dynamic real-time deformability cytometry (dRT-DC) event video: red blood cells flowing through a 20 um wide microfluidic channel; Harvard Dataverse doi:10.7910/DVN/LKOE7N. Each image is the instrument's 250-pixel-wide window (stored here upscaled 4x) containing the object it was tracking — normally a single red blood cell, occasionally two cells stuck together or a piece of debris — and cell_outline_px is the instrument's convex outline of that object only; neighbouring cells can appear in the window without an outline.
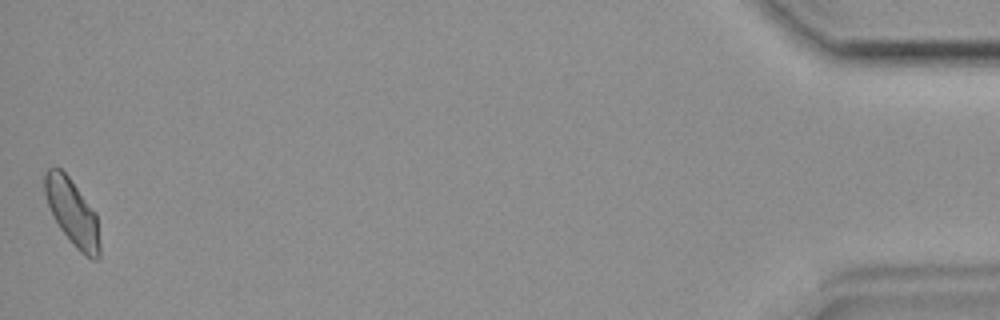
{"species": "common noctule bat (a hibernating species)", "species_latin": "Nyctalus noctula", "temperature_condition": "room temperature", "stored_images_in_passage": 35, "camera_frame_rate_fps": 3000, "um_per_image_px": 0.085, "animal": {"sex": "female", "body_mass_g": 19.9}, "frame": {"image": 1, "passage_image": 35, "time_ms": 11.333, "image_size_px": [1000, 320], "cell_outline_px": [[100, 256], [96, 260], [92, 260], [80, 252], [72, 244], [60, 228], [52, 216], [44, 192], [44, 172], [48, 168], [60, 168], [68, 176], [96, 212], [100, 244]], "centroid_in_image_um": [6.15, 18.07], "position_along_channel_um": 429.0, "area_um2": 21.33}}